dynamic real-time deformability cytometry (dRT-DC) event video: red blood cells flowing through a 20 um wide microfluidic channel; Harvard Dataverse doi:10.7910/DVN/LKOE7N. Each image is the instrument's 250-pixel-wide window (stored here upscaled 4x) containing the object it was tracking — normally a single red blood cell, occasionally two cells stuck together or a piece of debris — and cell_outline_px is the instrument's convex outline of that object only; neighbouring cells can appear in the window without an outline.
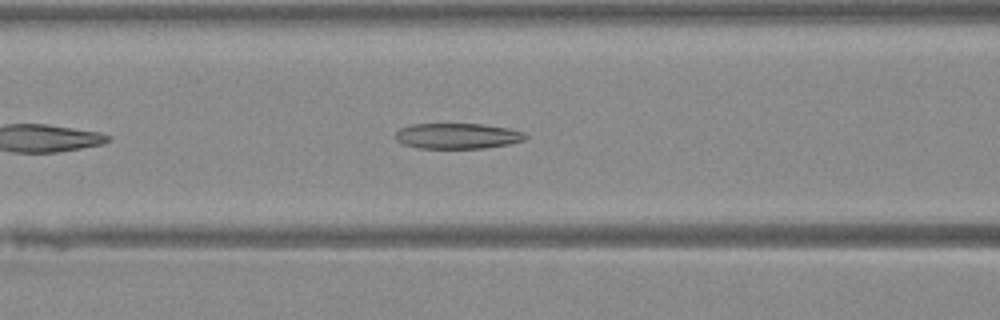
{"species": "Egyptian fruit bat (a non-hibernating species)", "species_latin": "Rousettus aegyptiacus", "temperature_condition": "warm", "stored_images_in_passage": 29, "camera_frame_rate_fps": 3000, "um_per_image_px": 0.085, "animal": {"sex": "female"}, "frame": {"image": 1, "passage_image": 5, "time_ms": 1.333, "image_size_px": [1000, 320], "cell_outline_px": [[528, 136], [524, 140], [508, 144], [484, 148], [420, 148], [404, 144], [396, 140], [396, 132], [400, 128], [412, 124], [480, 124], [508, 128], [524, 132]], "centroid_in_image_um": [38.89, 11.55], "position_along_channel_um": 127.7, "area_um2": 19.25}}
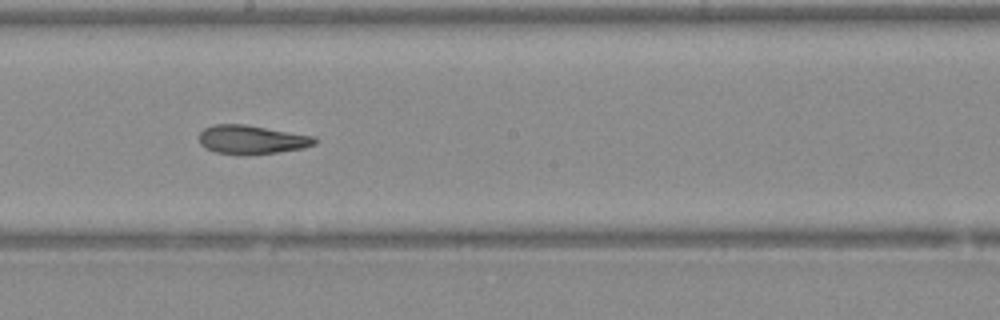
{"frame": {"image": 2, "passage_image": 12, "time_ms": 3.667, "image_size_px": [1000, 320], "cell_outline_px": [[316, 144], [304, 148], [276, 152], [244, 156], [216, 152], [200, 144], [200, 132], [204, 128], [212, 124], [244, 124], [312, 136], [316, 140]], "centroid_in_image_um": [21.37, 11.87], "position_along_channel_um": 226.8, "area_um2": 19.31}}
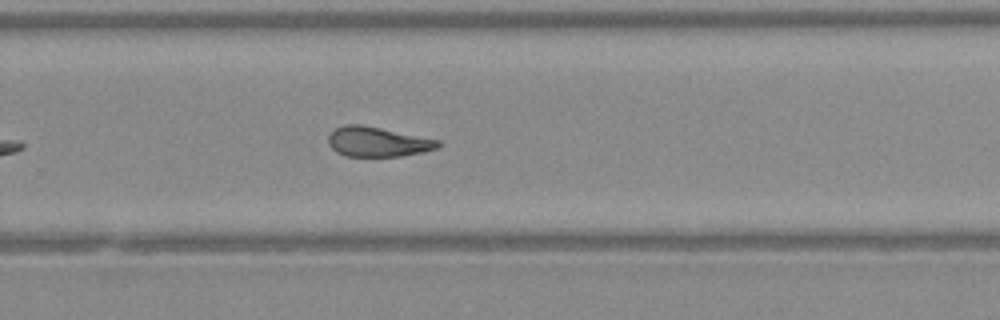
{"frame": {"image": 3, "passage_image": 17, "time_ms": 5.333, "image_size_px": [1000, 320], "cell_outline_px": [[440, 144], [436, 148], [424, 152], [400, 156], [344, 156], [336, 152], [328, 144], [328, 136], [336, 128], [344, 124], [360, 124], [440, 140]], "centroid_in_image_um": [32.07, 12.05], "position_along_channel_um": 297.7, "area_um2": 18.96}}